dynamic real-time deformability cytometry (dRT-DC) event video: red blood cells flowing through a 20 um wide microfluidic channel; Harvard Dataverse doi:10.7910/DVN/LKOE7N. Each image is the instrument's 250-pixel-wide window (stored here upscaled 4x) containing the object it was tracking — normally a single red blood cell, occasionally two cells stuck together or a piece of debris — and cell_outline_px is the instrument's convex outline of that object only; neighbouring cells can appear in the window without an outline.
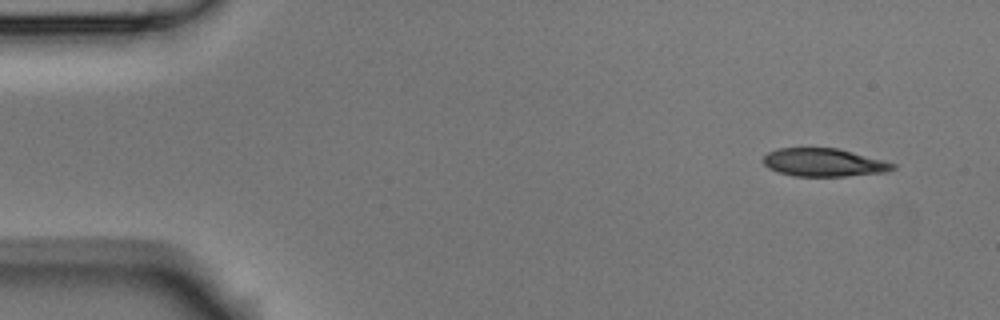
{"species": "Egyptian fruit bat (a non-hibernating species)", "species_latin": "Rousettus aegyptiacus", "temperature_condition": "room temperature", "stored_images_in_passage": 4, "camera_frame_rate_fps": 3000, "um_per_image_px": 0.085, "animal": {"sex": "male"}, "frame": {"image": 1, "passage_image": 1, "time_ms": 0.0, "image_size_px": [1000, 320], "cell_outline_px": [[896, 168], [884, 172], [844, 176], [792, 176], [776, 172], [768, 168], [764, 164], [764, 156], [768, 152], [776, 148], [836, 148], [852, 152], [896, 164]], "centroid_in_image_um": [69.97, 13.81], "position_along_channel_um": 15.0, "area_um2": 21.04}}
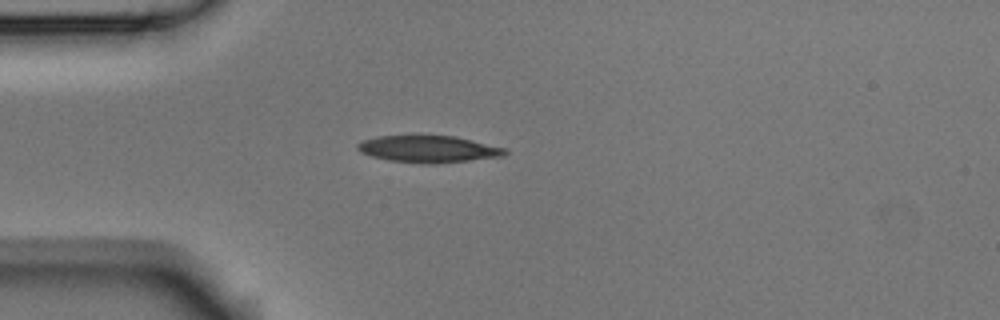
{"frame": {"image": 2, "passage_image": 4, "time_ms": 1.0, "image_size_px": [1000, 320], "cell_outline_px": [[508, 152], [504, 156], [468, 160], [388, 160], [372, 156], [360, 152], [356, 148], [356, 144], [360, 140], [376, 136], [416, 132], [456, 136], [508, 148]], "centroid_in_image_um": [36.36, 12.54], "position_along_channel_um": 48.6, "area_um2": 23.12}}